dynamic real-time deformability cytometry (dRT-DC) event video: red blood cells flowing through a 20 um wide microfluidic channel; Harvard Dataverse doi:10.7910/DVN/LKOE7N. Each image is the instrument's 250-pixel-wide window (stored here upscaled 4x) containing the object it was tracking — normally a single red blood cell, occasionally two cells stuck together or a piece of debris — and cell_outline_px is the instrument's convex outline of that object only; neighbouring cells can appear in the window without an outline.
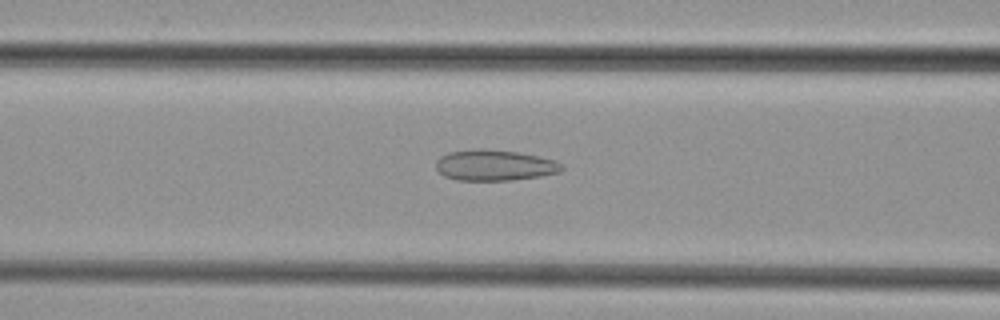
{"species": "common noctule bat (a hibernating species)", "species_latin": "Nyctalus noctula", "temperature_condition": "cold", "stored_images_in_passage": 48, "camera_frame_rate_fps": 3000, "um_per_image_px": 0.085, "animal": {"sex": "female", "body_mass_g": 29.2, "forearm_length_mm": 56.3}, "frame": {"image": 1, "passage_image": 19, "time_ms": 6.0, "image_size_px": [1000, 320], "cell_outline_px": [[564, 168], [560, 172], [540, 176], [512, 180], [456, 180], [444, 176], [436, 168], [436, 160], [440, 156], [448, 152], [476, 148], [480, 148], [516, 152], [556, 160], [564, 164]], "centroid_in_image_um": [42.03, 14.04], "position_along_channel_um": 124.6, "area_um2": 22.72}}
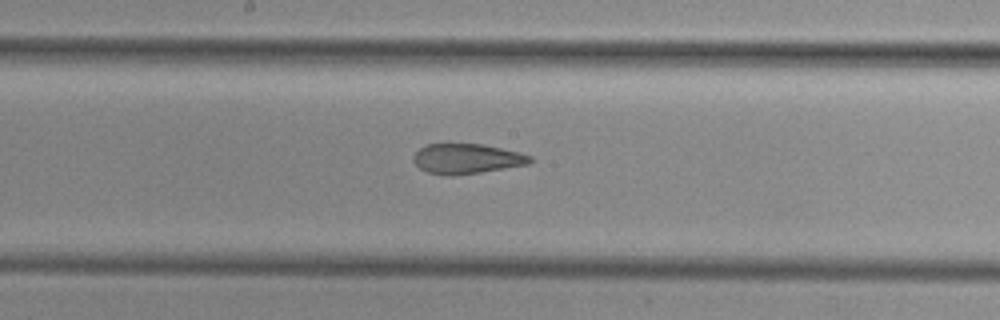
{"frame": {"image": 2, "passage_image": 25, "time_ms": 8.0, "image_size_px": [1000, 320], "cell_outline_px": [[532, 160], [528, 164], [480, 172], [452, 176], [444, 176], [428, 172], [420, 168], [412, 160], [412, 156], [420, 148], [428, 144], [484, 144], [520, 152], [532, 156]], "centroid_in_image_um": [39.66, 13.49], "position_along_channel_um": 208.5, "area_um2": 20.4}}
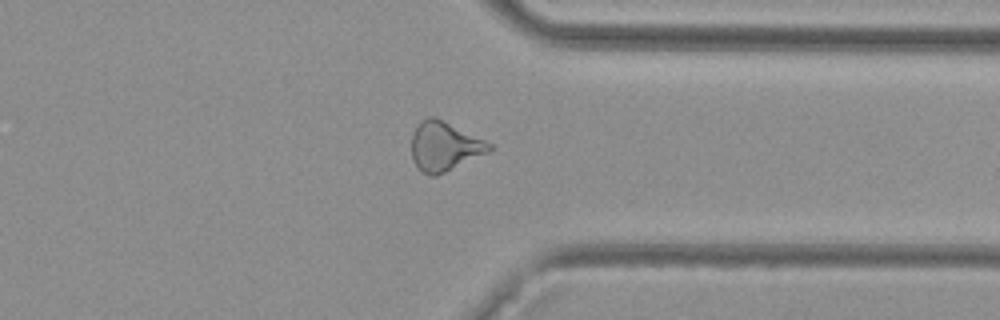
{"frame": {"image": 3, "passage_image": 37, "time_ms": 12.0, "image_size_px": [1000, 320], "cell_outline_px": [[492, 148], [488, 152], [436, 176], [432, 176], [424, 172], [416, 164], [412, 156], [412, 136], [420, 120], [428, 116], [436, 116], [492, 144]], "centroid_in_image_um": [37.76, 12.41], "position_along_channel_um": 373.6, "area_um2": 21.91}}